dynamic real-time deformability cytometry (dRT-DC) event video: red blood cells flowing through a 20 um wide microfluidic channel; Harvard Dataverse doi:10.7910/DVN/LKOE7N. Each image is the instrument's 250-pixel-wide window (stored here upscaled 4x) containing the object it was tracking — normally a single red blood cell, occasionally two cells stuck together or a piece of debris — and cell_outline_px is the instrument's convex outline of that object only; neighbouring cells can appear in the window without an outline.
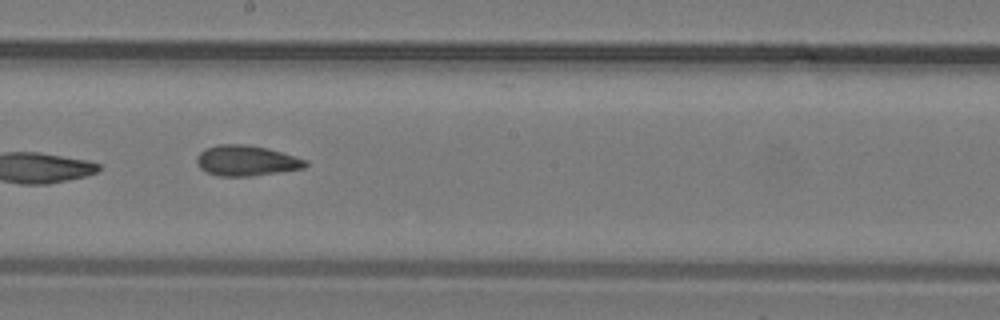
{"species": "common noctule bat (a hibernating species)", "species_latin": "Nyctalus noctula", "temperature_condition": "warm", "stored_images_in_passage": 25, "camera_frame_rate_fps": 3000, "um_per_image_px": 0.085, "animal": {"sex": "male", "body_mass_g": 19.2, "forearm_length_mm": 51.8}, "frame": {"image": 1, "passage_image": 14, "time_ms": 4.333, "image_size_px": [1000, 320], "cell_outline_px": [[308, 164], [304, 168], [252, 176], [216, 176], [204, 172], [196, 164], [196, 156], [204, 148], [220, 144], [244, 144], [268, 148], [308, 160]], "centroid_in_image_um": [20.9, 13.66], "position_along_channel_um": 227.3, "area_um2": 19.54}}